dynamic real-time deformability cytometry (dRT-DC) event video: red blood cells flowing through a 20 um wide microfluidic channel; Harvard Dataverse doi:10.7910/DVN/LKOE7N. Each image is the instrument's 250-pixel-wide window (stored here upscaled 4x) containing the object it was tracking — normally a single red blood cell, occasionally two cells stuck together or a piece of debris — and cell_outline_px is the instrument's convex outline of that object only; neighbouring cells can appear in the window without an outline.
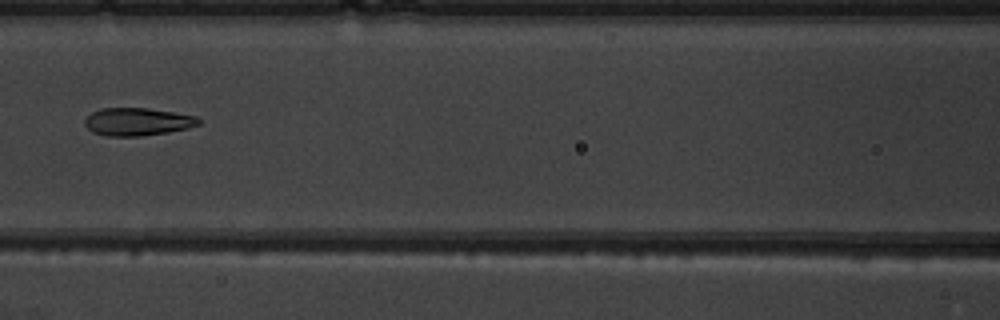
{"species": "common noctule bat (a hibernating species)", "species_latin": "Nyctalus noctula", "temperature_condition": "warm", "stored_images_in_passage": 7, "camera_frame_rate_fps": 3000, "um_per_image_px": 0.085, "animal": {"sex": "male", "body_mass_g": 19.5, "forearm_length_mm": 54.6}, "frame": {"image": 1, "passage_image": 7, "time_ms": 7.667, "image_size_px": [1000, 320], "cell_outline_px": [[200, 124], [188, 128], [168, 132], [140, 136], [108, 136], [92, 132], [84, 124], [84, 120], [92, 112], [100, 108], [148, 108], [196, 116], [200, 120]], "centroid_in_image_um": [11.67, 10.34], "position_along_channel_um": 154.9, "area_um2": 18.38}}